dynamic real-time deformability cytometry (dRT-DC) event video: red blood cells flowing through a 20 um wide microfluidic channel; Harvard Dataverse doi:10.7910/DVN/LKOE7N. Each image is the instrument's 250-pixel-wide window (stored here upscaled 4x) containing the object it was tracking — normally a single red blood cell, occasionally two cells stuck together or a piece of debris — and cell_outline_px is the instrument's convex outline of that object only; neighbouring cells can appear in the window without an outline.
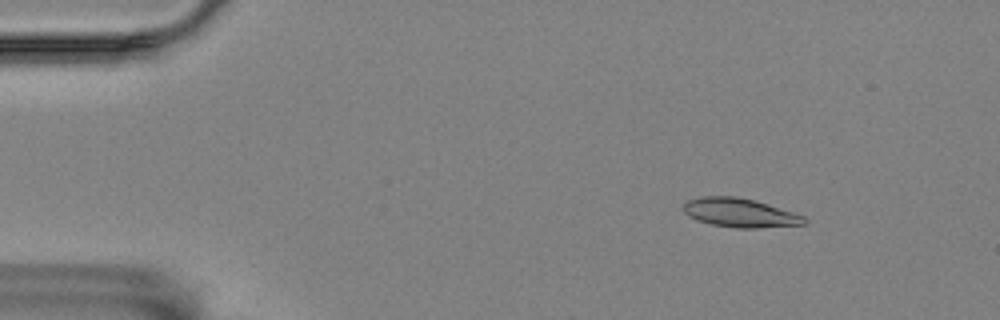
{"species": "Egyptian fruit bat (a non-hibernating species)", "species_latin": "Rousettus aegyptiacus", "temperature_condition": "room temperature", "stored_images_in_passage": 11, "camera_frame_rate_fps": 3000, "um_per_image_px": 0.085, "animal": {"sex": "female"}, "frame": {"image": 1, "passage_image": 7, "time_ms": 2.0, "image_size_px": [1000, 320], "cell_outline_px": [[808, 224], [756, 228], [736, 228], [712, 224], [696, 220], [688, 216], [680, 208], [688, 200], [704, 196], [736, 196], [752, 200], [792, 212], [804, 216], [808, 220]], "centroid_in_image_um": [62.86, 18.09], "position_along_channel_um": 22.1, "area_um2": 20.29}}